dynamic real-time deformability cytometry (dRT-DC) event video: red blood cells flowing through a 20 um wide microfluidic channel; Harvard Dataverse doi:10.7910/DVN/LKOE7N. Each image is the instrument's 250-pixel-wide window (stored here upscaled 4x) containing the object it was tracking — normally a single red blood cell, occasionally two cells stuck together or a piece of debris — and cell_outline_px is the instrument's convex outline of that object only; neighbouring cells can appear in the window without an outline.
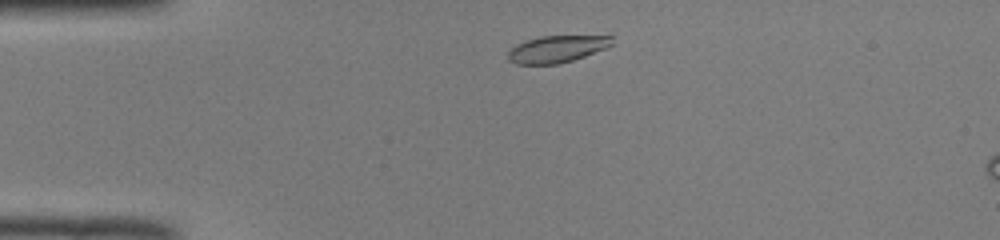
{"species": "common noctule bat (a hibernating species)", "species_latin": "Nyctalus noctula", "temperature_condition": "room temperature", "stored_images_in_passage": 7, "camera_frame_rate_fps": 3000, "um_per_image_px": 0.085, "animal": {"sex": "male", "body_mass_g": 19.0, "forearm_length_mm": 50.8}, "frame": {"image": 1, "passage_image": 3, "time_ms": 0.667, "image_size_px": [1000, 240], "cell_outline_px": [[616, 44], [584, 56], [572, 60], [556, 64], [516, 64], [508, 60], [508, 52], [516, 44], [524, 40], [540, 36], [612, 36]], "centroid_in_image_um": [47.34, 4.16], "position_along_channel_um": 37.7, "area_um2": 16.36}}